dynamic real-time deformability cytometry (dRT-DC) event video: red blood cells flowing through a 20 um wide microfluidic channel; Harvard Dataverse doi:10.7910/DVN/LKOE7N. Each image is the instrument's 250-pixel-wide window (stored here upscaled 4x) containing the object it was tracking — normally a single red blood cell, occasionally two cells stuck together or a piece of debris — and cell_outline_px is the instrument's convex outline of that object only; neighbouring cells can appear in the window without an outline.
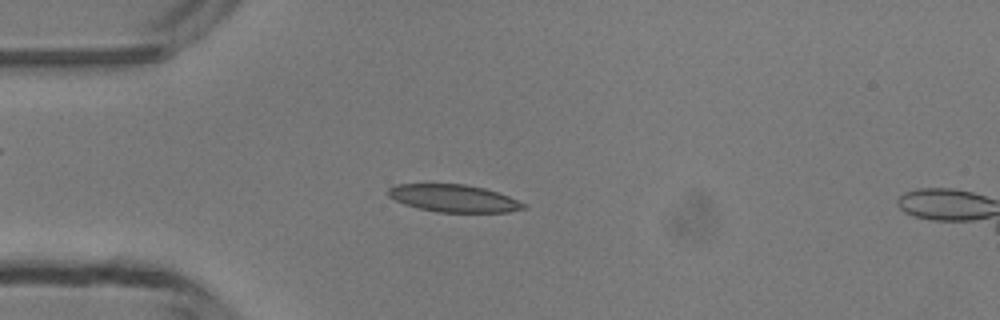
{"species": "common noctule bat (a hibernating species)", "species_latin": "Nyctalus noctula", "temperature_condition": "room temperature", "stored_images_in_passage": 47, "camera_frame_rate_fps": 3000, "um_per_image_px": 0.085, "animal": {"sex": "male", "body_mass_g": 13.3}, "frame": {"image": 1, "passage_image": 12, "time_ms": 3.667, "image_size_px": [1000, 320], "cell_outline_px": [[528, 208], [508, 212], [436, 212], [404, 204], [388, 196], [388, 188], [396, 184], [464, 184], [484, 188], [508, 196], [528, 204]], "centroid_in_image_um": [38.6, 16.86], "position_along_channel_um": 46.4, "area_um2": 21.62}}
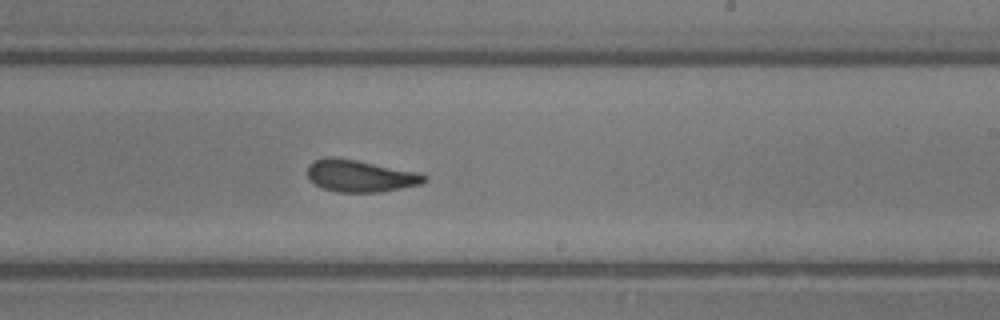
{"frame": {"image": 2, "passage_image": 28, "time_ms": 9.0, "image_size_px": [1000, 320], "cell_outline_px": [[428, 180], [420, 184], [380, 192], [336, 192], [324, 188], [308, 180], [308, 164], [316, 160], [328, 156], [332, 156], [356, 160], [416, 172], [428, 176]], "centroid_in_image_um": [30.59, 14.95], "position_along_channel_um": 258.4, "area_um2": 21.62}}
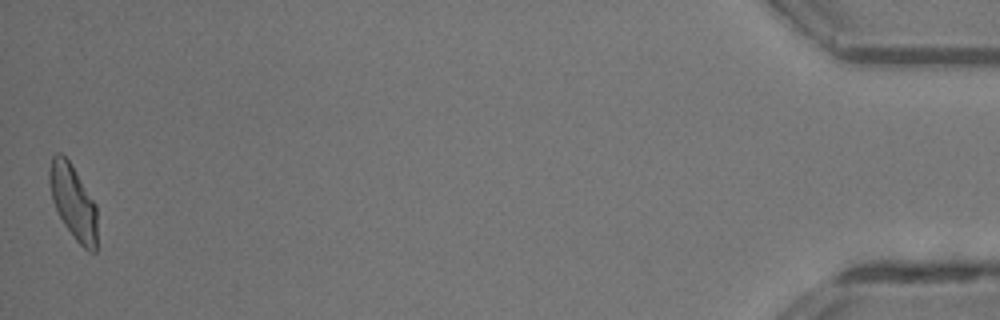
{"frame": {"image": 3, "passage_image": 47, "time_ms": 15.333, "image_size_px": [1000, 320], "cell_outline_px": [[96, 252], [88, 252], [76, 240], [64, 224], [52, 200], [48, 180], [48, 172], [52, 156], [56, 152], [60, 152], [68, 160], [96, 204]], "centroid_in_image_um": [6.2, 17.16], "position_along_channel_um": 429.0, "area_um2": 20.46}, "authors_computed_cell_mechanics": {"area_um2": 21.6172, "velocity_mm_per_s": 4.2766, "shape_relaxation_time_tau1_ms": 7.0851, "shape_relaxation_time_tau2_ms": 2.3061, "deformation_change_tau1": 0.1863, "deformation_change_tau2": 0.0951}}